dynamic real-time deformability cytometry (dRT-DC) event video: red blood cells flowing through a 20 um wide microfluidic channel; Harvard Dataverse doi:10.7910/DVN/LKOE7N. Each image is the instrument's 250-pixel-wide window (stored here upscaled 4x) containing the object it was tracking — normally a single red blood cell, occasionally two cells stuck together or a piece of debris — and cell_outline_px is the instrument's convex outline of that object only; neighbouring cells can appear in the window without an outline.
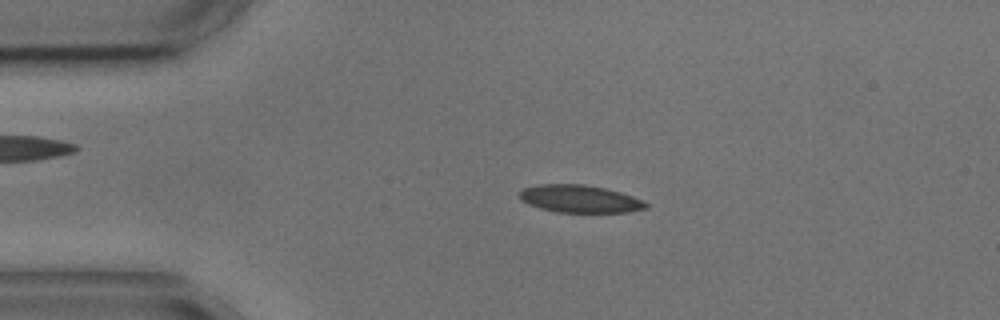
{"species": "common noctule bat (a hibernating species)", "species_latin": "Nyctalus noctula", "temperature_condition": "cold", "stored_images_in_passage": 4, "camera_frame_rate_fps": 3000, "um_per_image_px": 0.085, "animal": {"sex": "male", "body_mass_g": 17.9, "forearm_length_mm": 54.2}, "frame": {"image": 1, "passage_image": 3, "time_ms": 3.0, "image_size_px": [1000, 320], "cell_outline_px": [[648, 208], [628, 212], [556, 212], [540, 208], [528, 204], [520, 200], [520, 192], [524, 188], [540, 184], [584, 184], [604, 188], [620, 192], [632, 196], [648, 204]], "centroid_in_image_um": [49.27, 16.9], "position_along_channel_um": 35.7, "area_um2": 20.17}}